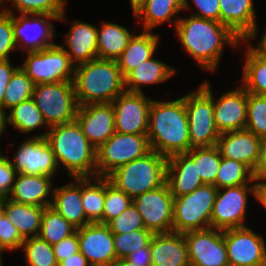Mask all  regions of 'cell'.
Segmentation results:
<instances>
[{
  "label": "cell",
  "mask_w": 266,
  "mask_h": 266,
  "mask_svg": "<svg viewBox=\"0 0 266 266\" xmlns=\"http://www.w3.org/2000/svg\"><path fill=\"white\" fill-rule=\"evenodd\" d=\"M175 30L185 52L209 72L217 69L225 43L235 48L245 43L222 23L193 15L179 17Z\"/></svg>",
  "instance_id": "cell-1"
},
{
  "label": "cell",
  "mask_w": 266,
  "mask_h": 266,
  "mask_svg": "<svg viewBox=\"0 0 266 266\" xmlns=\"http://www.w3.org/2000/svg\"><path fill=\"white\" fill-rule=\"evenodd\" d=\"M147 137L150 149L166 158L189 151V124L184 96L173 101L152 100Z\"/></svg>",
  "instance_id": "cell-2"
},
{
  "label": "cell",
  "mask_w": 266,
  "mask_h": 266,
  "mask_svg": "<svg viewBox=\"0 0 266 266\" xmlns=\"http://www.w3.org/2000/svg\"><path fill=\"white\" fill-rule=\"evenodd\" d=\"M35 137L48 141L58 167L64 166L69 178L97 177V148L89 142L76 120L49 127Z\"/></svg>",
  "instance_id": "cell-3"
},
{
  "label": "cell",
  "mask_w": 266,
  "mask_h": 266,
  "mask_svg": "<svg viewBox=\"0 0 266 266\" xmlns=\"http://www.w3.org/2000/svg\"><path fill=\"white\" fill-rule=\"evenodd\" d=\"M74 91L79 106L112 103L125 92V78L116 60L96 58L75 66Z\"/></svg>",
  "instance_id": "cell-4"
},
{
  "label": "cell",
  "mask_w": 266,
  "mask_h": 266,
  "mask_svg": "<svg viewBox=\"0 0 266 266\" xmlns=\"http://www.w3.org/2000/svg\"><path fill=\"white\" fill-rule=\"evenodd\" d=\"M166 170L167 158L150 150L144 156L116 168L106 178L133 199L164 185Z\"/></svg>",
  "instance_id": "cell-5"
},
{
  "label": "cell",
  "mask_w": 266,
  "mask_h": 266,
  "mask_svg": "<svg viewBox=\"0 0 266 266\" xmlns=\"http://www.w3.org/2000/svg\"><path fill=\"white\" fill-rule=\"evenodd\" d=\"M218 188L214 184L199 186L193 192L173 199L172 232L211 228L210 219Z\"/></svg>",
  "instance_id": "cell-6"
},
{
  "label": "cell",
  "mask_w": 266,
  "mask_h": 266,
  "mask_svg": "<svg viewBox=\"0 0 266 266\" xmlns=\"http://www.w3.org/2000/svg\"><path fill=\"white\" fill-rule=\"evenodd\" d=\"M32 99L48 127L75 120L78 109L73 81L36 84Z\"/></svg>",
  "instance_id": "cell-7"
},
{
  "label": "cell",
  "mask_w": 266,
  "mask_h": 266,
  "mask_svg": "<svg viewBox=\"0 0 266 266\" xmlns=\"http://www.w3.org/2000/svg\"><path fill=\"white\" fill-rule=\"evenodd\" d=\"M26 53L27 58L20 67L35 85L73 81L75 65L61 45Z\"/></svg>",
  "instance_id": "cell-8"
},
{
  "label": "cell",
  "mask_w": 266,
  "mask_h": 266,
  "mask_svg": "<svg viewBox=\"0 0 266 266\" xmlns=\"http://www.w3.org/2000/svg\"><path fill=\"white\" fill-rule=\"evenodd\" d=\"M189 124V151L215 146L220 136L214 122L213 98L201 87L185 94Z\"/></svg>",
  "instance_id": "cell-9"
},
{
  "label": "cell",
  "mask_w": 266,
  "mask_h": 266,
  "mask_svg": "<svg viewBox=\"0 0 266 266\" xmlns=\"http://www.w3.org/2000/svg\"><path fill=\"white\" fill-rule=\"evenodd\" d=\"M150 150L147 135L115 132L97 148V176L106 177L116 168L144 156Z\"/></svg>",
  "instance_id": "cell-10"
},
{
  "label": "cell",
  "mask_w": 266,
  "mask_h": 266,
  "mask_svg": "<svg viewBox=\"0 0 266 266\" xmlns=\"http://www.w3.org/2000/svg\"><path fill=\"white\" fill-rule=\"evenodd\" d=\"M248 194L254 196L253 184L220 188L217 191L210 219L211 228L226 230L246 227Z\"/></svg>",
  "instance_id": "cell-11"
},
{
  "label": "cell",
  "mask_w": 266,
  "mask_h": 266,
  "mask_svg": "<svg viewBox=\"0 0 266 266\" xmlns=\"http://www.w3.org/2000/svg\"><path fill=\"white\" fill-rule=\"evenodd\" d=\"M173 199L167 183L133 198L146 230L153 234L172 232Z\"/></svg>",
  "instance_id": "cell-12"
},
{
  "label": "cell",
  "mask_w": 266,
  "mask_h": 266,
  "mask_svg": "<svg viewBox=\"0 0 266 266\" xmlns=\"http://www.w3.org/2000/svg\"><path fill=\"white\" fill-rule=\"evenodd\" d=\"M2 7V11L13 14V31L18 50L38 51L55 43L50 39L57 38L54 35V26L52 20H58L56 17L45 14H14L13 9ZM16 15V16H15Z\"/></svg>",
  "instance_id": "cell-13"
},
{
  "label": "cell",
  "mask_w": 266,
  "mask_h": 266,
  "mask_svg": "<svg viewBox=\"0 0 266 266\" xmlns=\"http://www.w3.org/2000/svg\"><path fill=\"white\" fill-rule=\"evenodd\" d=\"M183 234L190 266H229L225 230L208 228Z\"/></svg>",
  "instance_id": "cell-14"
},
{
  "label": "cell",
  "mask_w": 266,
  "mask_h": 266,
  "mask_svg": "<svg viewBox=\"0 0 266 266\" xmlns=\"http://www.w3.org/2000/svg\"><path fill=\"white\" fill-rule=\"evenodd\" d=\"M152 100L144 92L125 91L118 95L112 102L115 132L147 135Z\"/></svg>",
  "instance_id": "cell-15"
},
{
  "label": "cell",
  "mask_w": 266,
  "mask_h": 266,
  "mask_svg": "<svg viewBox=\"0 0 266 266\" xmlns=\"http://www.w3.org/2000/svg\"><path fill=\"white\" fill-rule=\"evenodd\" d=\"M13 158L12 166L21 174L53 177L58 172L54 152L44 137L31 136L23 141Z\"/></svg>",
  "instance_id": "cell-16"
},
{
  "label": "cell",
  "mask_w": 266,
  "mask_h": 266,
  "mask_svg": "<svg viewBox=\"0 0 266 266\" xmlns=\"http://www.w3.org/2000/svg\"><path fill=\"white\" fill-rule=\"evenodd\" d=\"M225 244L229 266L266 265L265 241L251 228L226 229Z\"/></svg>",
  "instance_id": "cell-17"
},
{
  "label": "cell",
  "mask_w": 266,
  "mask_h": 266,
  "mask_svg": "<svg viewBox=\"0 0 266 266\" xmlns=\"http://www.w3.org/2000/svg\"><path fill=\"white\" fill-rule=\"evenodd\" d=\"M200 86L213 98L214 122L219 133L245 129L248 92L242 86L225 92L216 101L209 81Z\"/></svg>",
  "instance_id": "cell-18"
},
{
  "label": "cell",
  "mask_w": 266,
  "mask_h": 266,
  "mask_svg": "<svg viewBox=\"0 0 266 266\" xmlns=\"http://www.w3.org/2000/svg\"><path fill=\"white\" fill-rule=\"evenodd\" d=\"M77 233L79 251L91 266H111L117 260L113 233L107 224L89 223Z\"/></svg>",
  "instance_id": "cell-19"
},
{
  "label": "cell",
  "mask_w": 266,
  "mask_h": 266,
  "mask_svg": "<svg viewBox=\"0 0 266 266\" xmlns=\"http://www.w3.org/2000/svg\"><path fill=\"white\" fill-rule=\"evenodd\" d=\"M75 120L89 142L96 148L115 133L112 103H91L78 106Z\"/></svg>",
  "instance_id": "cell-20"
},
{
  "label": "cell",
  "mask_w": 266,
  "mask_h": 266,
  "mask_svg": "<svg viewBox=\"0 0 266 266\" xmlns=\"http://www.w3.org/2000/svg\"><path fill=\"white\" fill-rule=\"evenodd\" d=\"M262 139L249 130L220 133L216 146L221 157L247 165L252 171L257 166Z\"/></svg>",
  "instance_id": "cell-21"
},
{
  "label": "cell",
  "mask_w": 266,
  "mask_h": 266,
  "mask_svg": "<svg viewBox=\"0 0 266 266\" xmlns=\"http://www.w3.org/2000/svg\"><path fill=\"white\" fill-rule=\"evenodd\" d=\"M220 23L227 26L242 41L257 37V23L253 0H219Z\"/></svg>",
  "instance_id": "cell-22"
},
{
  "label": "cell",
  "mask_w": 266,
  "mask_h": 266,
  "mask_svg": "<svg viewBox=\"0 0 266 266\" xmlns=\"http://www.w3.org/2000/svg\"><path fill=\"white\" fill-rule=\"evenodd\" d=\"M152 266H190L184 234H154L150 241Z\"/></svg>",
  "instance_id": "cell-23"
},
{
  "label": "cell",
  "mask_w": 266,
  "mask_h": 266,
  "mask_svg": "<svg viewBox=\"0 0 266 266\" xmlns=\"http://www.w3.org/2000/svg\"><path fill=\"white\" fill-rule=\"evenodd\" d=\"M166 183L173 197L191 193L204 184L194 159L188 153L167 158Z\"/></svg>",
  "instance_id": "cell-24"
},
{
  "label": "cell",
  "mask_w": 266,
  "mask_h": 266,
  "mask_svg": "<svg viewBox=\"0 0 266 266\" xmlns=\"http://www.w3.org/2000/svg\"><path fill=\"white\" fill-rule=\"evenodd\" d=\"M52 178L51 176L45 175L17 173L8 198L18 203L49 207L52 203V190L54 189L51 182Z\"/></svg>",
  "instance_id": "cell-25"
},
{
  "label": "cell",
  "mask_w": 266,
  "mask_h": 266,
  "mask_svg": "<svg viewBox=\"0 0 266 266\" xmlns=\"http://www.w3.org/2000/svg\"><path fill=\"white\" fill-rule=\"evenodd\" d=\"M61 45L76 66L98 58L97 55V26L76 20Z\"/></svg>",
  "instance_id": "cell-26"
},
{
  "label": "cell",
  "mask_w": 266,
  "mask_h": 266,
  "mask_svg": "<svg viewBox=\"0 0 266 266\" xmlns=\"http://www.w3.org/2000/svg\"><path fill=\"white\" fill-rule=\"evenodd\" d=\"M74 181L53 189L52 207L61 214L76 229L91 223L85 215L81 202V178H73Z\"/></svg>",
  "instance_id": "cell-27"
},
{
  "label": "cell",
  "mask_w": 266,
  "mask_h": 266,
  "mask_svg": "<svg viewBox=\"0 0 266 266\" xmlns=\"http://www.w3.org/2000/svg\"><path fill=\"white\" fill-rule=\"evenodd\" d=\"M159 38V35L157 36L151 31L144 30L139 35L134 34L132 36L127 47L116 59L117 65L124 77L136 66L140 65V63L154 57L160 42Z\"/></svg>",
  "instance_id": "cell-28"
},
{
  "label": "cell",
  "mask_w": 266,
  "mask_h": 266,
  "mask_svg": "<svg viewBox=\"0 0 266 266\" xmlns=\"http://www.w3.org/2000/svg\"><path fill=\"white\" fill-rule=\"evenodd\" d=\"M44 208L4 198V215L17 228L23 239L39 235Z\"/></svg>",
  "instance_id": "cell-29"
},
{
  "label": "cell",
  "mask_w": 266,
  "mask_h": 266,
  "mask_svg": "<svg viewBox=\"0 0 266 266\" xmlns=\"http://www.w3.org/2000/svg\"><path fill=\"white\" fill-rule=\"evenodd\" d=\"M176 69L153 57L143 61L130 71L125 78V89L128 92L143 93L141 85L159 84L175 75Z\"/></svg>",
  "instance_id": "cell-30"
},
{
  "label": "cell",
  "mask_w": 266,
  "mask_h": 266,
  "mask_svg": "<svg viewBox=\"0 0 266 266\" xmlns=\"http://www.w3.org/2000/svg\"><path fill=\"white\" fill-rule=\"evenodd\" d=\"M182 10L183 0H147L133 14L138 22L139 19H141V22L143 21L144 31H151L154 27L165 22H170L175 27L179 20V16L175 18V15Z\"/></svg>",
  "instance_id": "cell-31"
},
{
  "label": "cell",
  "mask_w": 266,
  "mask_h": 266,
  "mask_svg": "<svg viewBox=\"0 0 266 266\" xmlns=\"http://www.w3.org/2000/svg\"><path fill=\"white\" fill-rule=\"evenodd\" d=\"M97 27V55L100 59L116 60L127 47L133 34L124 26L104 21Z\"/></svg>",
  "instance_id": "cell-32"
},
{
  "label": "cell",
  "mask_w": 266,
  "mask_h": 266,
  "mask_svg": "<svg viewBox=\"0 0 266 266\" xmlns=\"http://www.w3.org/2000/svg\"><path fill=\"white\" fill-rule=\"evenodd\" d=\"M104 200L105 177L97 176L81 178L82 207L84 208L86 218L91 223H102Z\"/></svg>",
  "instance_id": "cell-33"
},
{
  "label": "cell",
  "mask_w": 266,
  "mask_h": 266,
  "mask_svg": "<svg viewBox=\"0 0 266 266\" xmlns=\"http://www.w3.org/2000/svg\"><path fill=\"white\" fill-rule=\"evenodd\" d=\"M8 111L9 115L6 114V124L9 123L23 134H29L31 131L38 130V127H46L47 131L49 129L44 121L42 113L36 107L32 98L21 102Z\"/></svg>",
  "instance_id": "cell-34"
},
{
  "label": "cell",
  "mask_w": 266,
  "mask_h": 266,
  "mask_svg": "<svg viewBox=\"0 0 266 266\" xmlns=\"http://www.w3.org/2000/svg\"><path fill=\"white\" fill-rule=\"evenodd\" d=\"M243 67V84L247 92L266 95V59L257 55L249 45L246 46Z\"/></svg>",
  "instance_id": "cell-35"
},
{
  "label": "cell",
  "mask_w": 266,
  "mask_h": 266,
  "mask_svg": "<svg viewBox=\"0 0 266 266\" xmlns=\"http://www.w3.org/2000/svg\"><path fill=\"white\" fill-rule=\"evenodd\" d=\"M76 228L52 207H45L42 216L39 237L50 245L60 242L70 236Z\"/></svg>",
  "instance_id": "cell-36"
},
{
  "label": "cell",
  "mask_w": 266,
  "mask_h": 266,
  "mask_svg": "<svg viewBox=\"0 0 266 266\" xmlns=\"http://www.w3.org/2000/svg\"><path fill=\"white\" fill-rule=\"evenodd\" d=\"M253 182V171L244 163L221 157V162L213 183L218 189L246 185Z\"/></svg>",
  "instance_id": "cell-37"
},
{
  "label": "cell",
  "mask_w": 266,
  "mask_h": 266,
  "mask_svg": "<svg viewBox=\"0 0 266 266\" xmlns=\"http://www.w3.org/2000/svg\"><path fill=\"white\" fill-rule=\"evenodd\" d=\"M35 84L27 76V74L19 67L12 75L6 92L4 100L0 105L1 111L4 113L6 109L10 110L12 107L19 105L21 102L32 98Z\"/></svg>",
  "instance_id": "cell-38"
},
{
  "label": "cell",
  "mask_w": 266,
  "mask_h": 266,
  "mask_svg": "<svg viewBox=\"0 0 266 266\" xmlns=\"http://www.w3.org/2000/svg\"><path fill=\"white\" fill-rule=\"evenodd\" d=\"M197 165V171L203 183L213 184L221 162V155L218 147L191 149L187 152Z\"/></svg>",
  "instance_id": "cell-39"
},
{
  "label": "cell",
  "mask_w": 266,
  "mask_h": 266,
  "mask_svg": "<svg viewBox=\"0 0 266 266\" xmlns=\"http://www.w3.org/2000/svg\"><path fill=\"white\" fill-rule=\"evenodd\" d=\"M9 1L14 6V11L20 14H45L56 17L66 22L65 0H0V5Z\"/></svg>",
  "instance_id": "cell-40"
},
{
  "label": "cell",
  "mask_w": 266,
  "mask_h": 266,
  "mask_svg": "<svg viewBox=\"0 0 266 266\" xmlns=\"http://www.w3.org/2000/svg\"><path fill=\"white\" fill-rule=\"evenodd\" d=\"M21 249L27 266H58L52 245L39 236L24 239Z\"/></svg>",
  "instance_id": "cell-41"
},
{
  "label": "cell",
  "mask_w": 266,
  "mask_h": 266,
  "mask_svg": "<svg viewBox=\"0 0 266 266\" xmlns=\"http://www.w3.org/2000/svg\"><path fill=\"white\" fill-rule=\"evenodd\" d=\"M245 129L261 139L266 137V95L248 92Z\"/></svg>",
  "instance_id": "cell-42"
},
{
  "label": "cell",
  "mask_w": 266,
  "mask_h": 266,
  "mask_svg": "<svg viewBox=\"0 0 266 266\" xmlns=\"http://www.w3.org/2000/svg\"><path fill=\"white\" fill-rule=\"evenodd\" d=\"M154 234L146 229L131 231L128 233H113L114 247L117 259L126 258L134 251L141 250L150 244Z\"/></svg>",
  "instance_id": "cell-43"
},
{
  "label": "cell",
  "mask_w": 266,
  "mask_h": 266,
  "mask_svg": "<svg viewBox=\"0 0 266 266\" xmlns=\"http://www.w3.org/2000/svg\"><path fill=\"white\" fill-rule=\"evenodd\" d=\"M132 198L122 190L117 189L105 177V200L102 214V224H107L121 214L132 204Z\"/></svg>",
  "instance_id": "cell-44"
},
{
  "label": "cell",
  "mask_w": 266,
  "mask_h": 266,
  "mask_svg": "<svg viewBox=\"0 0 266 266\" xmlns=\"http://www.w3.org/2000/svg\"><path fill=\"white\" fill-rule=\"evenodd\" d=\"M112 233H128L135 230L146 229L140 213L136 210L134 204L125 209L117 217L107 223Z\"/></svg>",
  "instance_id": "cell-45"
},
{
  "label": "cell",
  "mask_w": 266,
  "mask_h": 266,
  "mask_svg": "<svg viewBox=\"0 0 266 266\" xmlns=\"http://www.w3.org/2000/svg\"><path fill=\"white\" fill-rule=\"evenodd\" d=\"M18 47L14 39L13 14L0 10V60H9Z\"/></svg>",
  "instance_id": "cell-46"
},
{
  "label": "cell",
  "mask_w": 266,
  "mask_h": 266,
  "mask_svg": "<svg viewBox=\"0 0 266 266\" xmlns=\"http://www.w3.org/2000/svg\"><path fill=\"white\" fill-rule=\"evenodd\" d=\"M24 239L11 221L3 215L0 218V247L3 250L15 251L20 249Z\"/></svg>",
  "instance_id": "cell-47"
},
{
  "label": "cell",
  "mask_w": 266,
  "mask_h": 266,
  "mask_svg": "<svg viewBox=\"0 0 266 266\" xmlns=\"http://www.w3.org/2000/svg\"><path fill=\"white\" fill-rule=\"evenodd\" d=\"M189 0H183V10L190 9ZM199 9L198 13H193V16L214 20L220 22V5L219 0H191Z\"/></svg>",
  "instance_id": "cell-48"
},
{
  "label": "cell",
  "mask_w": 266,
  "mask_h": 266,
  "mask_svg": "<svg viewBox=\"0 0 266 266\" xmlns=\"http://www.w3.org/2000/svg\"><path fill=\"white\" fill-rule=\"evenodd\" d=\"M17 171L8 157L0 159V198H8L15 182Z\"/></svg>",
  "instance_id": "cell-49"
},
{
  "label": "cell",
  "mask_w": 266,
  "mask_h": 266,
  "mask_svg": "<svg viewBox=\"0 0 266 266\" xmlns=\"http://www.w3.org/2000/svg\"><path fill=\"white\" fill-rule=\"evenodd\" d=\"M57 263L79 252L78 233L76 231L60 242L52 245Z\"/></svg>",
  "instance_id": "cell-50"
},
{
  "label": "cell",
  "mask_w": 266,
  "mask_h": 266,
  "mask_svg": "<svg viewBox=\"0 0 266 266\" xmlns=\"http://www.w3.org/2000/svg\"><path fill=\"white\" fill-rule=\"evenodd\" d=\"M10 63H11L10 59L0 60V105L4 100L6 87L8 86V83L12 75L20 67V66L17 67L12 66Z\"/></svg>",
  "instance_id": "cell-51"
},
{
  "label": "cell",
  "mask_w": 266,
  "mask_h": 266,
  "mask_svg": "<svg viewBox=\"0 0 266 266\" xmlns=\"http://www.w3.org/2000/svg\"><path fill=\"white\" fill-rule=\"evenodd\" d=\"M129 262L142 266H152V257L150 253V244L147 247L136 250L126 257Z\"/></svg>",
  "instance_id": "cell-52"
},
{
  "label": "cell",
  "mask_w": 266,
  "mask_h": 266,
  "mask_svg": "<svg viewBox=\"0 0 266 266\" xmlns=\"http://www.w3.org/2000/svg\"><path fill=\"white\" fill-rule=\"evenodd\" d=\"M253 178H266V137L262 138L259 160L253 170Z\"/></svg>",
  "instance_id": "cell-53"
},
{
  "label": "cell",
  "mask_w": 266,
  "mask_h": 266,
  "mask_svg": "<svg viewBox=\"0 0 266 266\" xmlns=\"http://www.w3.org/2000/svg\"><path fill=\"white\" fill-rule=\"evenodd\" d=\"M254 198L266 208V178H253Z\"/></svg>",
  "instance_id": "cell-54"
},
{
  "label": "cell",
  "mask_w": 266,
  "mask_h": 266,
  "mask_svg": "<svg viewBox=\"0 0 266 266\" xmlns=\"http://www.w3.org/2000/svg\"><path fill=\"white\" fill-rule=\"evenodd\" d=\"M58 266H91L79 251L58 263Z\"/></svg>",
  "instance_id": "cell-55"
},
{
  "label": "cell",
  "mask_w": 266,
  "mask_h": 266,
  "mask_svg": "<svg viewBox=\"0 0 266 266\" xmlns=\"http://www.w3.org/2000/svg\"><path fill=\"white\" fill-rule=\"evenodd\" d=\"M248 43V44H247ZM246 45L249 47L260 57L266 59V30L263 33L262 38L259 40V43L256 47L253 46L250 42H247Z\"/></svg>",
  "instance_id": "cell-56"
},
{
  "label": "cell",
  "mask_w": 266,
  "mask_h": 266,
  "mask_svg": "<svg viewBox=\"0 0 266 266\" xmlns=\"http://www.w3.org/2000/svg\"><path fill=\"white\" fill-rule=\"evenodd\" d=\"M111 266H142V265L133 264L132 262H129L126 258H119Z\"/></svg>",
  "instance_id": "cell-57"
},
{
  "label": "cell",
  "mask_w": 266,
  "mask_h": 266,
  "mask_svg": "<svg viewBox=\"0 0 266 266\" xmlns=\"http://www.w3.org/2000/svg\"><path fill=\"white\" fill-rule=\"evenodd\" d=\"M6 113L2 112L1 111V108H0V137L1 135L3 134V132L6 131Z\"/></svg>",
  "instance_id": "cell-58"
},
{
  "label": "cell",
  "mask_w": 266,
  "mask_h": 266,
  "mask_svg": "<svg viewBox=\"0 0 266 266\" xmlns=\"http://www.w3.org/2000/svg\"><path fill=\"white\" fill-rule=\"evenodd\" d=\"M147 0H130L132 13H134L140 6H142Z\"/></svg>",
  "instance_id": "cell-59"
},
{
  "label": "cell",
  "mask_w": 266,
  "mask_h": 266,
  "mask_svg": "<svg viewBox=\"0 0 266 266\" xmlns=\"http://www.w3.org/2000/svg\"><path fill=\"white\" fill-rule=\"evenodd\" d=\"M4 215V198H0V218Z\"/></svg>",
  "instance_id": "cell-60"
},
{
  "label": "cell",
  "mask_w": 266,
  "mask_h": 266,
  "mask_svg": "<svg viewBox=\"0 0 266 266\" xmlns=\"http://www.w3.org/2000/svg\"><path fill=\"white\" fill-rule=\"evenodd\" d=\"M3 251L4 250L0 247V264L1 265L3 264L2 257H1L2 256L1 254L3 253Z\"/></svg>",
  "instance_id": "cell-61"
},
{
  "label": "cell",
  "mask_w": 266,
  "mask_h": 266,
  "mask_svg": "<svg viewBox=\"0 0 266 266\" xmlns=\"http://www.w3.org/2000/svg\"><path fill=\"white\" fill-rule=\"evenodd\" d=\"M4 155L1 154V150H0V159L3 157Z\"/></svg>",
  "instance_id": "cell-62"
}]
</instances>
